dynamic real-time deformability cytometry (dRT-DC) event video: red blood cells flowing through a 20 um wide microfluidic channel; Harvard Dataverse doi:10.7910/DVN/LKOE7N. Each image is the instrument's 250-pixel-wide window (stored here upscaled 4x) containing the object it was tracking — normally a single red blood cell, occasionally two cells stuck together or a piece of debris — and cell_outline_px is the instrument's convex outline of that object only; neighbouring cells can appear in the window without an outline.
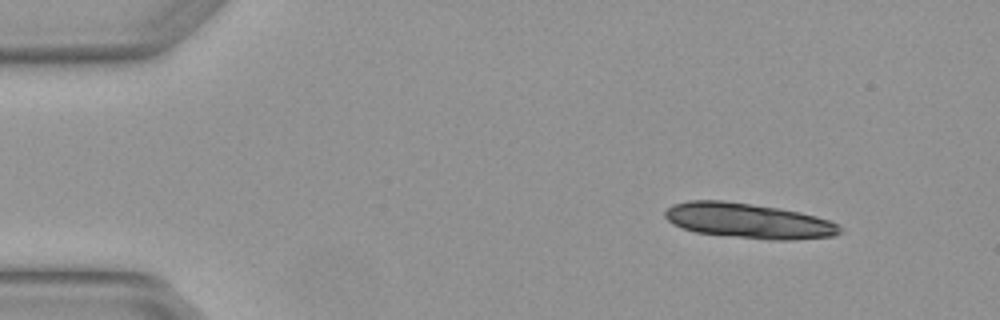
{"species": "Egyptian fruit bat (a non-hibernating species)", "species_latin": "Rousettus aegyptiacus", "temperature_condition": "warm", "stored_images_in_passage": 5, "camera_frame_rate_fps": 3000, "um_per_image_px": 0.085, "animal": {"sex": "female"}, "frame": {"image": 1, "passage_image": 1, "time_ms": 0.0, "image_size_px": [1000, 320], "cell_outline_px": [[844, 232], [836, 236], [792, 240], [772, 240], [696, 232], [672, 224], [664, 216], [664, 212], [672, 204], [688, 200], [724, 200], [776, 208], [800, 212], [816, 216], [828, 220], [836, 224]], "centroid_in_image_um": [63.62, 18.76], "position_along_channel_um": 21.4, "area_um2": 35.6}}
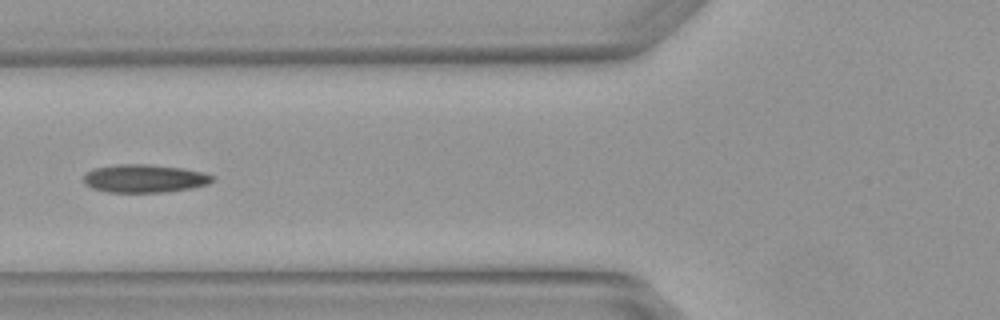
{"frame": {"image": 2, "passage_image": 4, "time_ms": 1.0, "image_size_px": [1000, 320], "cell_outline_px": [[216, 180], [208, 184], [192, 188], [164, 192], [108, 192], [92, 188], [84, 184], [84, 176], [92, 168], [116, 164], [148, 164], [184, 168], [204, 172], [216, 176]], "centroid_in_image_um": [12.32, 15.16], "position_along_channel_um": 113.5, "area_um2": 21.39}}